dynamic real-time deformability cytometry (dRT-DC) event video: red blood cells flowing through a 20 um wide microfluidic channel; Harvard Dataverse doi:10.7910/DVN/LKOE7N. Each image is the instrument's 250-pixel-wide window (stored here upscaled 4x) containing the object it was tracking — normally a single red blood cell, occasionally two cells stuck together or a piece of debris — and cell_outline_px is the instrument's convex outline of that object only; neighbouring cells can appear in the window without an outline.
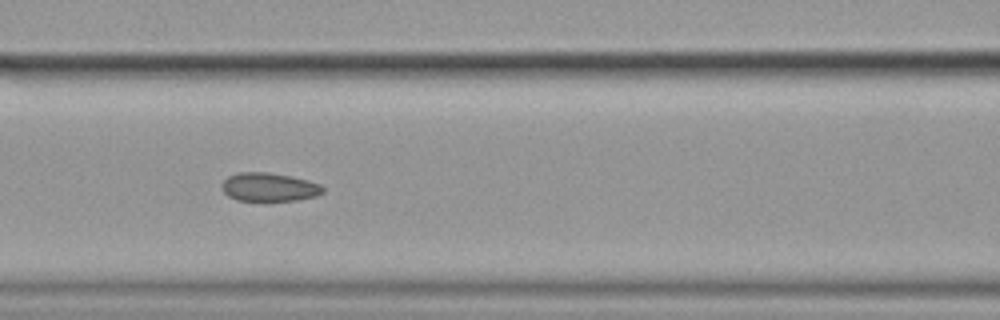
{"species": "common noctule bat (a hibernating species)", "species_latin": "Nyctalus noctula", "temperature_condition": "cold", "stored_images_in_passage": 9, "camera_frame_rate_fps": 3000, "um_per_image_px": 0.085, "animal": {"sex": "female", "body_mass_g": 19.9}, "frame": {"image": 1, "passage_image": 6, "time_ms": 1.667, "image_size_px": [1000, 320], "cell_outline_px": [[324, 192], [316, 196], [296, 200], [236, 200], [228, 196], [220, 188], [220, 184], [228, 176], [236, 172], [268, 172], [292, 176], [308, 180], [320, 184], [324, 188]], "centroid_in_image_um": [22.85, 15.89], "position_along_channel_um": 143.8, "area_um2": 16.94}}
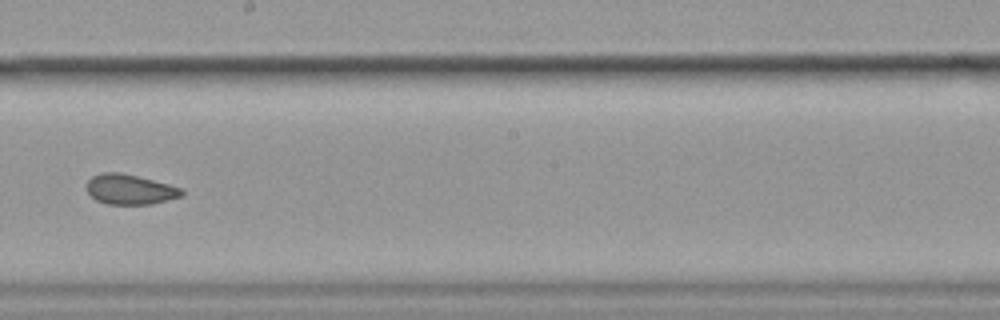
{"frame": {"image": 2, "passage_image": 8, "time_ms": 2.333, "image_size_px": [1000, 320], "cell_outline_px": [[184, 196], [152, 204], [108, 204], [96, 200], [88, 192], [88, 180], [92, 176], [100, 172], [120, 172], [168, 184], [180, 188], [184, 192]], "centroid_in_image_um": [11.05, 16.1], "position_along_channel_um": 237.1, "area_um2": 16.53}}
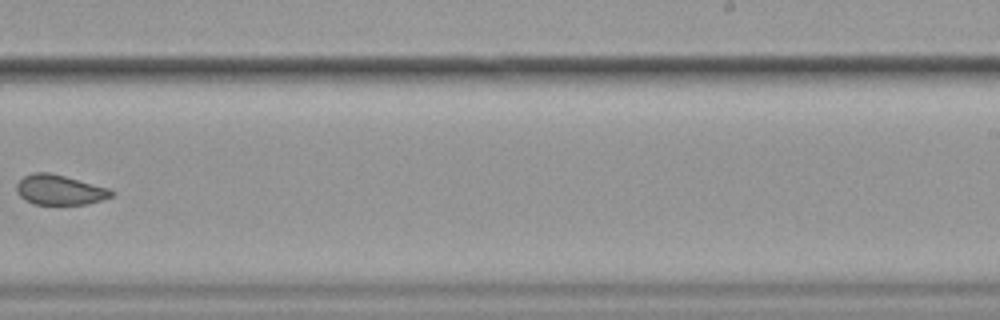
{"frame": {"image": 3, "passage_image": 9, "time_ms": 2.667, "image_size_px": [1000, 320], "cell_outline_px": [[116, 192], [112, 196], [88, 204], [32, 204], [24, 200], [16, 192], [16, 184], [24, 176], [32, 172], [48, 172], [64, 176], [108, 188]], "centroid_in_image_um": [5.03, 16.14], "position_along_channel_um": 284.0, "area_um2": 16.53}}